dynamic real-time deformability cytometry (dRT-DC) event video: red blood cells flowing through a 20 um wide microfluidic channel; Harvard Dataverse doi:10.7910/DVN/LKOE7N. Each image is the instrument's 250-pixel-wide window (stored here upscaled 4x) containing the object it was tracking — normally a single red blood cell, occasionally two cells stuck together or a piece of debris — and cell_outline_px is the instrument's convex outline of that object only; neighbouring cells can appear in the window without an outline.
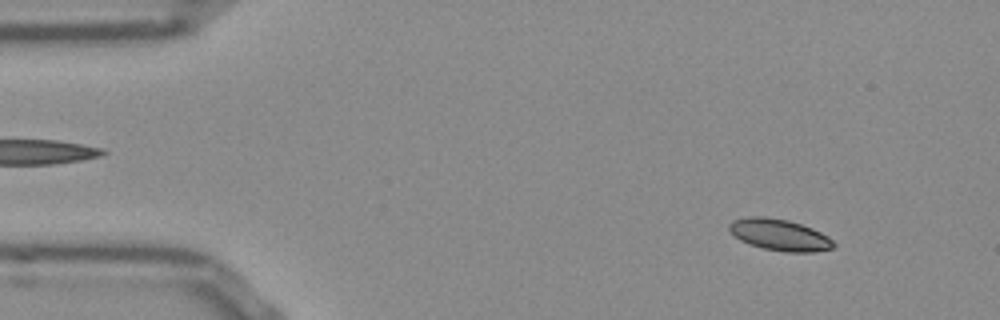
{"species": "Egyptian fruit bat (a non-hibernating species)", "species_latin": "Rousettus aegyptiacus", "temperature_condition": "room temperature", "stored_images_in_passage": 52, "camera_frame_rate_fps": 3000, "um_per_image_px": 0.085, "frame": {"image": 1, "passage_image": 5, "time_ms": 1.333, "image_size_px": [1000, 320], "cell_outline_px": [[836, 244], [832, 248], [812, 252], [784, 252], [764, 248], [740, 240], [728, 228], [728, 224], [732, 220], [748, 216], [764, 216], [788, 220], [812, 228], [828, 236]], "centroid_in_image_um": [66.26, 19.95], "position_along_channel_um": 18.7, "area_um2": 19.02}}
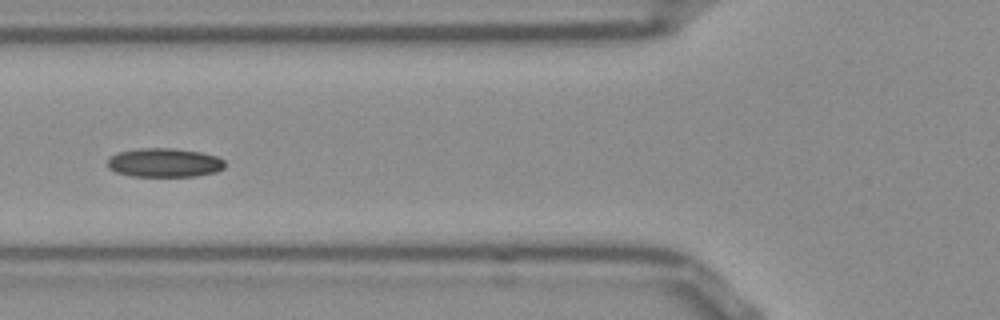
{"frame": {"image": 2, "passage_image": 19, "time_ms": 6.0, "image_size_px": [1000, 320], "cell_outline_px": [[224, 168], [216, 172], [196, 176], [132, 176], [116, 172], [108, 168], [108, 160], [112, 156], [120, 152], [136, 148], [176, 148], [200, 152], [216, 156], [224, 160]], "centroid_in_image_um": [13.98, 13.82], "position_along_channel_um": 111.8, "area_um2": 19.77}}
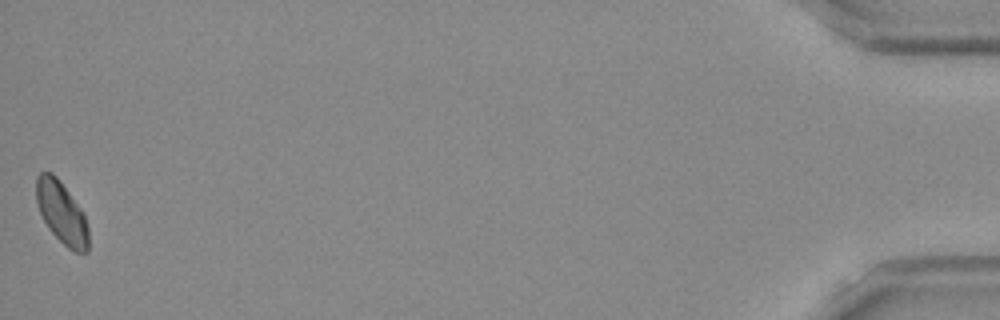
{"frame": {"image": 3, "passage_image": 52, "time_ms": 17.0, "image_size_px": [1000, 320], "cell_outline_px": [[88, 252], [76, 252], [68, 248], [48, 228], [36, 204], [36, 176], [40, 172], [52, 172], [56, 176], [84, 212], [88, 228]], "centroid_in_image_um": [5.23, 18.06], "position_along_channel_um": 430.0, "area_um2": 18.84}}